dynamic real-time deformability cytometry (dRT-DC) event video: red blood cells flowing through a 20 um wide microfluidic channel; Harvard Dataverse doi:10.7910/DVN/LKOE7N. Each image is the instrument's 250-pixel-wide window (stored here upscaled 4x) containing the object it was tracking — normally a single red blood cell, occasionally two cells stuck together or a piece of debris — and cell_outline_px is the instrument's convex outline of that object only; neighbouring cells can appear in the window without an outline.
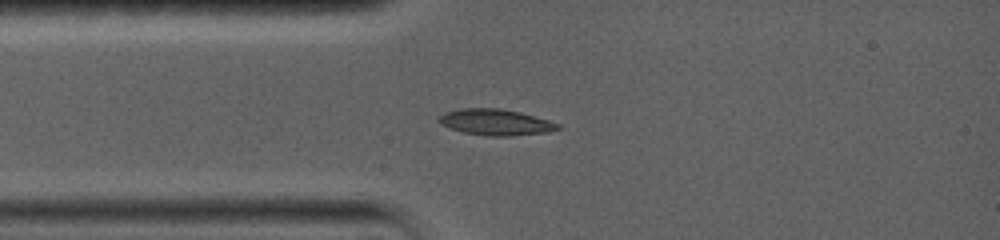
{"species": "common noctule bat (a hibernating species)", "species_latin": "Nyctalus noctula", "temperature_condition": "warm", "stored_images_in_passage": 22, "camera_frame_rate_fps": 5000, "um_per_image_px": 0.085, "animal": {"sex": "female", "body_mass_g": 19.0, "forearm_length_mm": 56.7}, "frame": {"image": 1, "passage_image": 4, "time_ms": 2.8, "image_size_px": [1000, 240], "cell_outline_px": [[564, 128], [548, 132], [512, 136], [488, 136], [464, 132], [440, 124], [440, 116], [444, 112], [460, 108], [500, 108], [520, 112], [548, 120], [560, 124]], "centroid_in_image_um": [42.18, 10.39], "position_along_channel_um": 42.8, "area_um2": 18.09}}
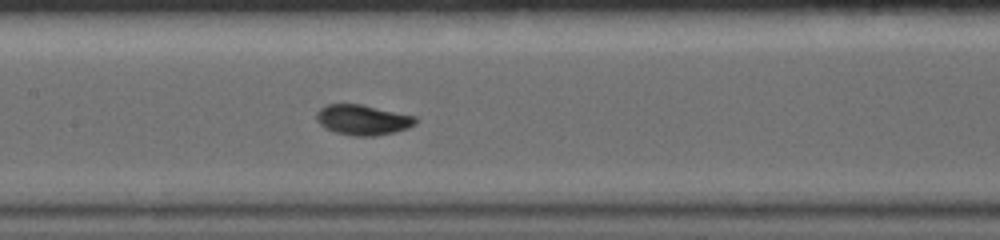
{"frame": {"image": 2, "passage_image": 9, "time_ms": 6.6, "image_size_px": [1000, 240], "cell_outline_px": [[416, 124], [408, 128], [396, 132], [376, 136], [356, 136], [336, 132], [324, 128], [316, 120], [316, 112], [320, 108], [328, 104], [360, 104], [416, 116]], "centroid_in_image_um": [30.83, 10.19], "position_along_channel_um": 176.6, "area_um2": 17.51}}
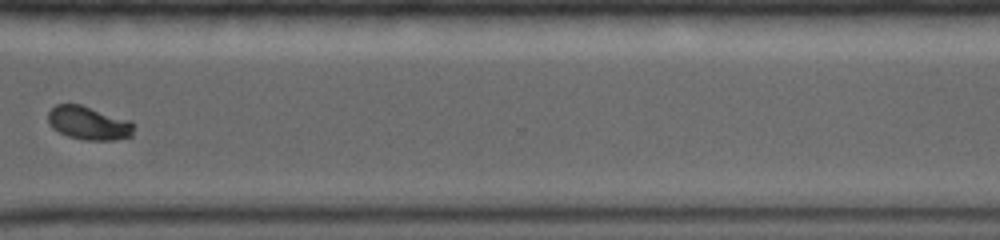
{"frame": {"image": 3, "passage_image": 16, "time_ms": 11.8, "image_size_px": [1000, 240], "cell_outline_px": [[132, 136], [116, 140], [84, 140], [68, 136], [52, 128], [48, 120], [48, 112], [56, 104], [80, 104], [132, 120]], "centroid_in_image_um": [7.54, 10.45], "position_along_channel_um": 363.1, "area_um2": 16.76}, "authors_computed_cell_mechanics": {"area_um2": 16.7909, "velocity_mm_per_s": 3.5798, "shape_relaxation_time_tau1_ms": 4.3036, "shape_relaxation_time_tau2_ms": null, "deformation_change_tau1": 0.1909, "deformation_change_tau2": null}}